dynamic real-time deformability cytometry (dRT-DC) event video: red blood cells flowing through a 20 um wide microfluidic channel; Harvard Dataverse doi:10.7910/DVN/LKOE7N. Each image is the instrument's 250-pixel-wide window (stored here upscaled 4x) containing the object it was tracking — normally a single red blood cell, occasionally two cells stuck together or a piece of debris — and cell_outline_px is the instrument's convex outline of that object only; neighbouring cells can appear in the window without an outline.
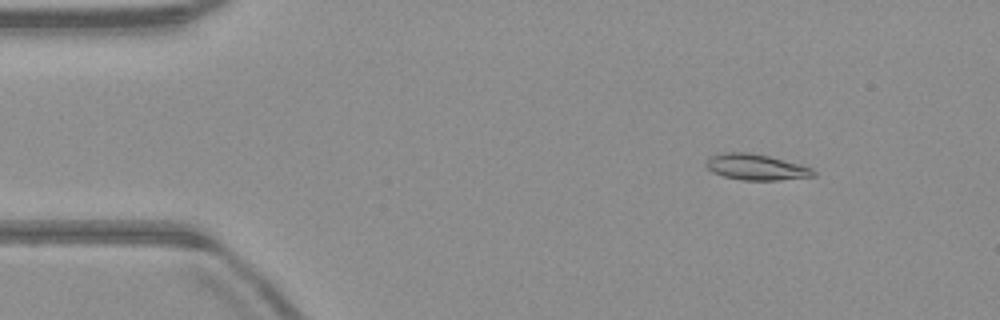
{"species": "common noctule bat (a hibernating species)", "species_latin": "Nyctalus noctula", "temperature_condition": "warm", "stored_images_in_passage": 49, "camera_frame_rate_fps": 3000, "um_per_image_px": 0.085, "animal": {"sex": "male", "body_mass_g": 23.1, "forearm_length_mm": 52.7}, "frame": {"image": 1, "passage_image": 4, "time_ms": 1.0, "image_size_px": [1000, 320], "cell_outline_px": [[816, 176], [776, 180], [740, 180], [724, 176], [712, 172], [704, 164], [712, 156], [724, 152], [748, 152], [768, 156], [800, 164], [812, 168], [816, 172]], "centroid_in_image_um": [64.28, 14.2], "position_along_channel_um": 20.7, "area_um2": 16.13}}
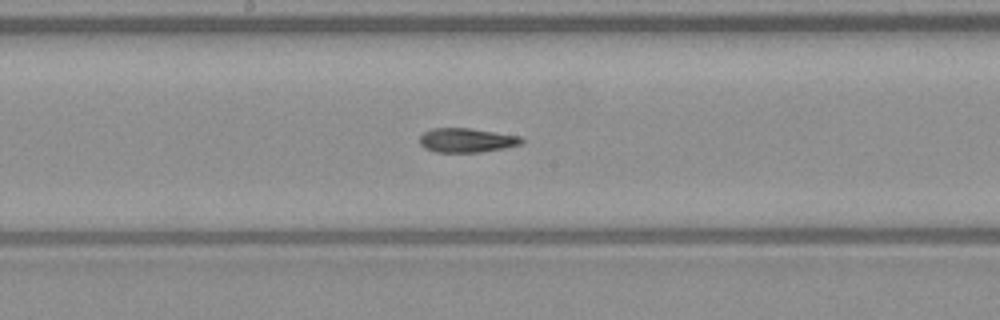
{"frame": {"image": 2, "passage_image": 24, "time_ms": 7.667, "image_size_px": [1000, 320], "cell_outline_px": [[524, 140], [520, 144], [504, 148], [480, 152], [436, 152], [424, 148], [420, 144], [420, 136], [424, 132], [432, 128], [468, 128], [524, 136]], "centroid_in_image_um": [39.68, 11.92], "position_along_channel_um": 208.5, "area_um2": 14.45}}
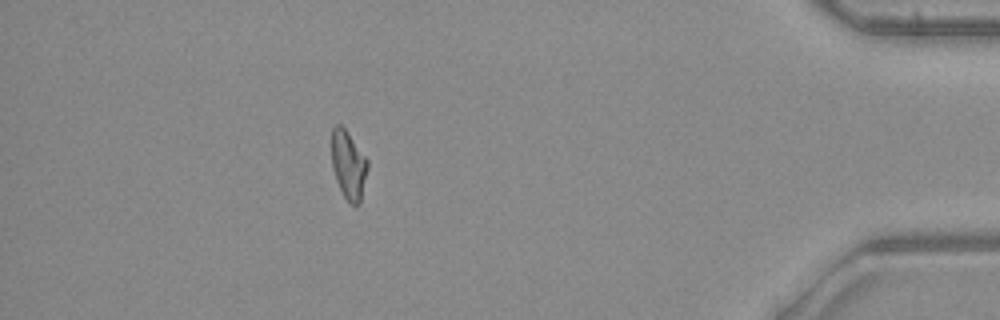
{"frame": {"image": 3, "passage_image": 43, "time_ms": 14.0, "image_size_px": [1000, 320], "cell_outline_px": [[368, 168], [360, 204], [356, 208], [344, 196], [336, 180], [332, 168], [332, 128], [336, 124], [340, 124], [348, 132], [368, 160]], "centroid_in_image_um": [29.63, 14.03], "position_along_channel_um": 405.6, "area_um2": 14.39}, "authors_computed_cell_mechanics": {"area_um2": 15.1436, "velocity_mm_per_s": 4.0022, "shape_relaxation_time_tau1_ms": null, "shape_relaxation_time_tau2_ms": 3.6193, "deformation_change_tau1": null, "deformation_change_tau2": 0.0942}}